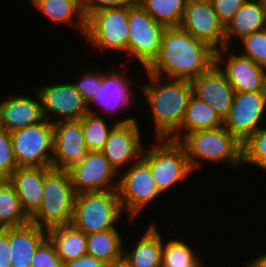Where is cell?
I'll use <instances>...</instances> for the list:
<instances>
[{
  "mask_svg": "<svg viewBox=\"0 0 266 267\" xmlns=\"http://www.w3.org/2000/svg\"><path fill=\"white\" fill-rule=\"evenodd\" d=\"M17 168L10 132L0 127V177L8 178Z\"/></svg>",
  "mask_w": 266,
  "mask_h": 267,
  "instance_id": "cell-36",
  "label": "cell"
},
{
  "mask_svg": "<svg viewBox=\"0 0 266 267\" xmlns=\"http://www.w3.org/2000/svg\"><path fill=\"white\" fill-rule=\"evenodd\" d=\"M190 82L193 96L207 103L224 122L230 113L235 91L220 68L214 64Z\"/></svg>",
  "mask_w": 266,
  "mask_h": 267,
  "instance_id": "cell-19",
  "label": "cell"
},
{
  "mask_svg": "<svg viewBox=\"0 0 266 267\" xmlns=\"http://www.w3.org/2000/svg\"><path fill=\"white\" fill-rule=\"evenodd\" d=\"M81 120L83 138L88 151H101L110 132L118 123L117 121L110 123L109 119L105 120V116L103 117L91 112H88Z\"/></svg>",
  "mask_w": 266,
  "mask_h": 267,
  "instance_id": "cell-32",
  "label": "cell"
},
{
  "mask_svg": "<svg viewBox=\"0 0 266 267\" xmlns=\"http://www.w3.org/2000/svg\"><path fill=\"white\" fill-rule=\"evenodd\" d=\"M51 168L18 167L8 180L15 188L25 213L31 217L40 207L44 176Z\"/></svg>",
  "mask_w": 266,
  "mask_h": 267,
  "instance_id": "cell-22",
  "label": "cell"
},
{
  "mask_svg": "<svg viewBox=\"0 0 266 267\" xmlns=\"http://www.w3.org/2000/svg\"><path fill=\"white\" fill-rule=\"evenodd\" d=\"M186 267H206V266H186Z\"/></svg>",
  "mask_w": 266,
  "mask_h": 267,
  "instance_id": "cell-47",
  "label": "cell"
},
{
  "mask_svg": "<svg viewBox=\"0 0 266 267\" xmlns=\"http://www.w3.org/2000/svg\"><path fill=\"white\" fill-rule=\"evenodd\" d=\"M260 3H261V6L264 10V13H265V17H266V0H259Z\"/></svg>",
  "mask_w": 266,
  "mask_h": 267,
  "instance_id": "cell-44",
  "label": "cell"
},
{
  "mask_svg": "<svg viewBox=\"0 0 266 267\" xmlns=\"http://www.w3.org/2000/svg\"><path fill=\"white\" fill-rule=\"evenodd\" d=\"M63 267H108L107 264L91 255H83L63 263Z\"/></svg>",
  "mask_w": 266,
  "mask_h": 267,
  "instance_id": "cell-40",
  "label": "cell"
},
{
  "mask_svg": "<svg viewBox=\"0 0 266 267\" xmlns=\"http://www.w3.org/2000/svg\"><path fill=\"white\" fill-rule=\"evenodd\" d=\"M120 226L86 235L87 254L101 260L108 266L121 264L123 261L124 239Z\"/></svg>",
  "mask_w": 266,
  "mask_h": 267,
  "instance_id": "cell-26",
  "label": "cell"
},
{
  "mask_svg": "<svg viewBox=\"0 0 266 267\" xmlns=\"http://www.w3.org/2000/svg\"><path fill=\"white\" fill-rule=\"evenodd\" d=\"M165 29L136 0L128 4V63L135 59L140 69H146L160 52Z\"/></svg>",
  "mask_w": 266,
  "mask_h": 267,
  "instance_id": "cell-8",
  "label": "cell"
},
{
  "mask_svg": "<svg viewBox=\"0 0 266 267\" xmlns=\"http://www.w3.org/2000/svg\"><path fill=\"white\" fill-rule=\"evenodd\" d=\"M143 71L148 82H143L140 89L150 108L147 111L152 115L154 138L171 139L179 131L193 95L191 82L162 78L146 69Z\"/></svg>",
  "mask_w": 266,
  "mask_h": 267,
  "instance_id": "cell-2",
  "label": "cell"
},
{
  "mask_svg": "<svg viewBox=\"0 0 266 267\" xmlns=\"http://www.w3.org/2000/svg\"><path fill=\"white\" fill-rule=\"evenodd\" d=\"M8 228L0 229V267H11Z\"/></svg>",
  "mask_w": 266,
  "mask_h": 267,
  "instance_id": "cell-41",
  "label": "cell"
},
{
  "mask_svg": "<svg viewBox=\"0 0 266 267\" xmlns=\"http://www.w3.org/2000/svg\"><path fill=\"white\" fill-rule=\"evenodd\" d=\"M125 213L117 190L76 194L71 224L86 235L116 228Z\"/></svg>",
  "mask_w": 266,
  "mask_h": 267,
  "instance_id": "cell-6",
  "label": "cell"
},
{
  "mask_svg": "<svg viewBox=\"0 0 266 267\" xmlns=\"http://www.w3.org/2000/svg\"><path fill=\"white\" fill-rule=\"evenodd\" d=\"M133 0H82L85 17L91 12L106 8H117L130 4Z\"/></svg>",
  "mask_w": 266,
  "mask_h": 267,
  "instance_id": "cell-39",
  "label": "cell"
},
{
  "mask_svg": "<svg viewBox=\"0 0 266 267\" xmlns=\"http://www.w3.org/2000/svg\"><path fill=\"white\" fill-rule=\"evenodd\" d=\"M215 64L235 92H266V69L241 55L233 46L216 50Z\"/></svg>",
  "mask_w": 266,
  "mask_h": 267,
  "instance_id": "cell-12",
  "label": "cell"
},
{
  "mask_svg": "<svg viewBox=\"0 0 266 267\" xmlns=\"http://www.w3.org/2000/svg\"><path fill=\"white\" fill-rule=\"evenodd\" d=\"M30 222L18 194L8 178L0 181V229L21 226Z\"/></svg>",
  "mask_w": 266,
  "mask_h": 267,
  "instance_id": "cell-29",
  "label": "cell"
},
{
  "mask_svg": "<svg viewBox=\"0 0 266 267\" xmlns=\"http://www.w3.org/2000/svg\"><path fill=\"white\" fill-rule=\"evenodd\" d=\"M179 27L215 50L226 46L225 27L211 1L187 4Z\"/></svg>",
  "mask_w": 266,
  "mask_h": 267,
  "instance_id": "cell-17",
  "label": "cell"
},
{
  "mask_svg": "<svg viewBox=\"0 0 266 267\" xmlns=\"http://www.w3.org/2000/svg\"><path fill=\"white\" fill-rule=\"evenodd\" d=\"M117 193L122 210L127 213V219L131 222H136L137 217H141L139 214L162 196L154 182L149 164L142 157L119 173Z\"/></svg>",
  "mask_w": 266,
  "mask_h": 267,
  "instance_id": "cell-9",
  "label": "cell"
},
{
  "mask_svg": "<svg viewBox=\"0 0 266 267\" xmlns=\"http://www.w3.org/2000/svg\"><path fill=\"white\" fill-rule=\"evenodd\" d=\"M33 90L36 98L25 93H14L6 100L0 101V127L11 133L45 119L40 96L35 89Z\"/></svg>",
  "mask_w": 266,
  "mask_h": 267,
  "instance_id": "cell-20",
  "label": "cell"
},
{
  "mask_svg": "<svg viewBox=\"0 0 266 267\" xmlns=\"http://www.w3.org/2000/svg\"><path fill=\"white\" fill-rule=\"evenodd\" d=\"M154 19L166 28L179 27L182 21L185 0H136Z\"/></svg>",
  "mask_w": 266,
  "mask_h": 267,
  "instance_id": "cell-31",
  "label": "cell"
},
{
  "mask_svg": "<svg viewBox=\"0 0 266 267\" xmlns=\"http://www.w3.org/2000/svg\"><path fill=\"white\" fill-rule=\"evenodd\" d=\"M115 69L116 68H113V66L110 69H105V72L103 73V84L99 87L98 93L93 100L88 104V111L97 115H106L107 117L114 116L113 120L118 123H127L133 120H138L132 115H128L125 118L123 116L121 119L115 118L119 113L123 114V110H132L131 107L135 105L133 103H135L136 95L133 93L131 84L133 83V80L135 83L137 78H139L138 74L137 77H132V75L130 77L129 74H126V72L121 69L119 71ZM95 107L96 109H94Z\"/></svg>",
  "mask_w": 266,
  "mask_h": 267,
  "instance_id": "cell-10",
  "label": "cell"
},
{
  "mask_svg": "<svg viewBox=\"0 0 266 267\" xmlns=\"http://www.w3.org/2000/svg\"><path fill=\"white\" fill-rule=\"evenodd\" d=\"M48 237L47 230L33 222L8 227L11 267H31L37 247Z\"/></svg>",
  "mask_w": 266,
  "mask_h": 267,
  "instance_id": "cell-23",
  "label": "cell"
},
{
  "mask_svg": "<svg viewBox=\"0 0 266 267\" xmlns=\"http://www.w3.org/2000/svg\"><path fill=\"white\" fill-rule=\"evenodd\" d=\"M54 144L52 168L69 170L87 154L82 120H63L53 123Z\"/></svg>",
  "mask_w": 266,
  "mask_h": 267,
  "instance_id": "cell-18",
  "label": "cell"
},
{
  "mask_svg": "<svg viewBox=\"0 0 266 267\" xmlns=\"http://www.w3.org/2000/svg\"><path fill=\"white\" fill-rule=\"evenodd\" d=\"M75 197L69 171L51 168L44 176L42 203L30 221L46 230L71 224Z\"/></svg>",
  "mask_w": 266,
  "mask_h": 267,
  "instance_id": "cell-4",
  "label": "cell"
},
{
  "mask_svg": "<svg viewBox=\"0 0 266 267\" xmlns=\"http://www.w3.org/2000/svg\"><path fill=\"white\" fill-rule=\"evenodd\" d=\"M47 235L63 263L87 254L86 234L72 224L50 228Z\"/></svg>",
  "mask_w": 266,
  "mask_h": 267,
  "instance_id": "cell-27",
  "label": "cell"
},
{
  "mask_svg": "<svg viewBox=\"0 0 266 267\" xmlns=\"http://www.w3.org/2000/svg\"><path fill=\"white\" fill-rule=\"evenodd\" d=\"M144 145L141 157L149 164L159 193L164 196L179 182L191 177L192 170L184 147L171 139H155L154 143ZM148 147V148H147Z\"/></svg>",
  "mask_w": 266,
  "mask_h": 267,
  "instance_id": "cell-5",
  "label": "cell"
},
{
  "mask_svg": "<svg viewBox=\"0 0 266 267\" xmlns=\"http://www.w3.org/2000/svg\"><path fill=\"white\" fill-rule=\"evenodd\" d=\"M187 4H195V3H201V2H209L211 0H185Z\"/></svg>",
  "mask_w": 266,
  "mask_h": 267,
  "instance_id": "cell-43",
  "label": "cell"
},
{
  "mask_svg": "<svg viewBox=\"0 0 266 267\" xmlns=\"http://www.w3.org/2000/svg\"><path fill=\"white\" fill-rule=\"evenodd\" d=\"M220 126H223V121L219 118L217 113L207 103L192 95L182 125L171 140L179 142L190 132L201 129H212Z\"/></svg>",
  "mask_w": 266,
  "mask_h": 267,
  "instance_id": "cell-28",
  "label": "cell"
},
{
  "mask_svg": "<svg viewBox=\"0 0 266 267\" xmlns=\"http://www.w3.org/2000/svg\"><path fill=\"white\" fill-rule=\"evenodd\" d=\"M142 134L138 120L117 123L110 132L101 152L118 174L141 157L145 145Z\"/></svg>",
  "mask_w": 266,
  "mask_h": 267,
  "instance_id": "cell-16",
  "label": "cell"
},
{
  "mask_svg": "<svg viewBox=\"0 0 266 267\" xmlns=\"http://www.w3.org/2000/svg\"><path fill=\"white\" fill-rule=\"evenodd\" d=\"M31 267H63L53 242L47 237L36 249Z\"/></svg>",
  "mask_w": 266,
  "mask_h": 267,
  "instance_id": "cell-37",
  "label": "cell"
},
{
  "mask_svg": "<svg viewBox=\"0 0 266 267\" xmlns=\"http://www.w3.org/2000/svg\"><path fill=\"white\" fill-rule=\"evenodd\" d=\"M83 39L98 52L113 51L128 56V4L91 11L85 17ZM103 51V52H102ZM119 52V53H118Z\"/></svg>",
  "mask_w": 266,
  "mask_h": 267,
  "instance_id": "cell-7",
  "label": "cell"
},
{
  "mask_svg": "<svg viewBox=\"0 0 266 267\" xmlns=\"http://www.w3.org/2000/svg\"><path fill=\"white\" fill-rule=\"evenodd\" d=\"M157 223H149L147 230L137 239L132 242L127 248V243L124 240L123 245V261L125 267H159L162 265V245L164 238L157 228ZM126 246V247H125Z\"/></svg>",
  "mask_w": 266,
  "mask_h": 267,
  "instance_id": "cell-21",
  "label": "cell"
},
{
  "mask_svg": "<svg viewBox=\"0 0 266 267\" xmlns=\"http://www.w3.org/2000/svg\"><path fill=\"white\" fill-rule=\"evenodd\" d=\"M259 254L266 260V252L265 253L264 252H262V253L259 252Z\"/></svg>",
  "mask_w": 266,
  "mask_h": 267,
  "instance_id": "cell-46",
  "label": "cell"
},
{
  "mask_svg": "<svg viewBox=\"0 0 266 267\" xmlns=\"http://www.w3.org/2000/svg\"><path fill=\"white\" fill-rule=\"evenodd\" d=\"M179 143L184 147L194 173L202 163L228 164L232 169L242 166V143L224 126L201 129L186 134ZM218 162V163H217Z\"/></svg>",
  "mask_w": 266,
  "mask_h": 267,
  "instance_id": "cell-3",
  "label": "cell"
},
{
  "mask_svg": "<svg viewBox=\"0 0 266 267\" xmlns=\"http://www.w3.org/2000/svg\"><path fill=\"white\" fill-rule=\"evenodd\" d=\"M242 147V164L255 165L266 172V123L251 134Z\"/></svg>",
  "mask_w": 266,
  "mask_h": 267,
  "instance_id": "cell-33",
  "label": "cell"
},
{
  "mask_svg": "<svg viewBox=\"0 0 266 267\" xmlns=\"http://www.w3.org/2000/svg\"><path fill=\"white\" fill-rule=\"evenodd\" d=\"M265 118L266 92H235L230 113L223 126L243 144L266 123Z\"/></svg>",
  "mask_w": 266,
  "mask_h": 267,
  "instance_id": "cell-14",
  "label": "cell"
},
{
  "mask_svg": "<svg viewBox=\"0 0 266 267\" xmlns=\"http://www.w3.org/2000/svg\"><path fill=\"white\" fill-rule=\"evenodd\" d=\"M174 238L163 241L162 245V266L164 267H186V266H204L198 250L189 244L188 240ZM188 242V243H187ZM195 250V251H194ZM203 261V262H202Z\"/></svg>",
  "mask_w": 266,
  "mask_h": 267,
  "instance_id": "cell-30",
  "label": "cell"
},
{
  "mask_svg": "<svg viewBox=\"0 0 266 267\" xmlns=\"http://www.w3.org/2000/svg\"><path fill=\"white\" fill-rule=\"evenodd\" d=\"M265 28L266 17L260 1L247 0L225 27L226 46L235 47L236 42L243 36Z\"/></svg>",
  "mask_w": 266,
  "mask_h": 267,
  "instance_id": "cell-24",
  "label": "cell"
},
{
  "mask_svg": "<svg viewBox=\"0 0 266 267\" xmlns=\"http://www.w3.org/2000/svg\"><path fill=\"white\" fill-rule=\"evenodd\" d=\"M34 86L38 92L45 119L54 123L63 120H77L84 117L88 111V104L76 90L72 82L42 84ZM56 119H52V118Z\"/></svg>",
  "mask_w": 266,
  "mask_h": 267,
  "instance_id": "cell-13",
  "label": "cell"
},
{
  "mask_svg": "<svg viewBox=\"0 0 266 267\" xmlns=\"http://www.w3.org/2000/svg\"><path fill=\"white\" fill-rule=\"evenodd\" d=\"M215 53L208 43L180 27H170L164 30L160 52L146 70L162 78L191 81L215 64Z\"/></svg>",
  "mask_w": 266,
  "mask_h": 267,
  "instance_id": "cell-1",
  "label": "cell"
},
{
  "mask_svg": "<svg viewBox=\"0 0 266 267\" xmlns=\"http://www.w3.org/2000/svg\"><path fill=\"white\" fill-rule=\"evenodd\" d=\"M68 171L76 194L117 190L119 174L101 151H88Z\"/></svg>",
  "mask_w": 266,
  "mask_h": 267,
  "instance_id": "cell-15",
  "label": "cell"
},
{
  "mask_svg": "<svg viewBox=\"0 0 266 267\" xmlns=\"http://www.w3.org/2000/svg\"><path fill=\"white\" fill-rule=\"evenodd\" d=\"M33 6L54 26H74L82 36L85 31V14L82 0H31ZM81 31V32H80Z\"/></svg>",
  "mask_w": 266,
  "mask_h": 267,
  "instance_id": "cell-25",
  "label": "cell"
},
{
  "mask_svg": "<svg viewBox=\"0 0 266 267\" xmlns=\"http://www.w3.org/2000/svg\"><path fill=\"white\" fill-rule=\"evenodd\" d=\"M105 71L101 68H95L94 71H90L86 68L85 72H80V77H77L76 80L72 83L74 84L76 90L83 97V100L89 104L93 98L98 93V89L103 84V73Z\"/></svg>",
  "mask_w": 266,
  "mask_h": 267,
  "instance_id": "cell-35",
  "label": "cell"
},
{
  "mask_svg": "<svg viewBox=\"0 0 266 267\" xmlns=\"http://www.w3.org/2000/svg\"><path fill=\"white\" fill-rule=\"evenodd\" d=\"M256 256V257H255ZM250 259V261H245V267H266V260L260 255H256Z\"/></svg>",
  "mask_w": 266,
  "mask_h": 267,
  "instance_id": "cell-42",
  "label": "cell"
},
{
  "mask_svg": "<svg viewBox=\"0 0 266 267\" xmlns=\"http://www.w3.org/2000/svg\"><path fill=\"white\" fill-rule=\"evenodd\" d=\"M108 267H125L122 263L118 265L108 266Z\"/></svg>",
  "mask_w": 266,
  "mask_h": 267,
  "instance_id": "cell-45",
  "label": "cell"
},
{
  "mask_svg": "<svg viewBox=\"0 0 266 267\" xmlns=\"http://www.w3.org/2000/svg\"><path fill=\"white\" fill-rule=\"evenodd\" d=\"M18 167L52 168L54 126L44 119L10 133Z\"/></svg>",
  "mask_w": 266,
  "mask_h": 267,
  "instance_id": "cell-11",
  "label": "cell"
},
{
  "mask_svg": "<svg viewBox=\"0 0 266 267\" xmlns=\"http://www.w3.org/2000/svg\"><path fill=\"white\" fill-rule=\"evenodd\" d=\"M246 1L247 0H211L214 11L224 27L228 25L237 10Z\"/></svg>",
  "mask_w": 266,
  "mask_h": 267,
  "instance_id": "cell-38",
  "label": "cell"
},
{
  "mask_svg": "<svg viewBox=\"0 0 266 267\" xmlns=\"http://www.w3.org/2000/svg\"><path fill=\"white\" fill-rule=\"evenodd\" d=\"M238 41H240L239 46L241 49L237 51L243 50L240 52L241 55L249 57L266 69V28L245 35ZM241 44L243 45L241 46Z\"/></svg>",
  "mask_w": 266,
  "mask_h": 267,
  "instance_id": "cell-34",
  "label": "cell"
}]
</instances>
